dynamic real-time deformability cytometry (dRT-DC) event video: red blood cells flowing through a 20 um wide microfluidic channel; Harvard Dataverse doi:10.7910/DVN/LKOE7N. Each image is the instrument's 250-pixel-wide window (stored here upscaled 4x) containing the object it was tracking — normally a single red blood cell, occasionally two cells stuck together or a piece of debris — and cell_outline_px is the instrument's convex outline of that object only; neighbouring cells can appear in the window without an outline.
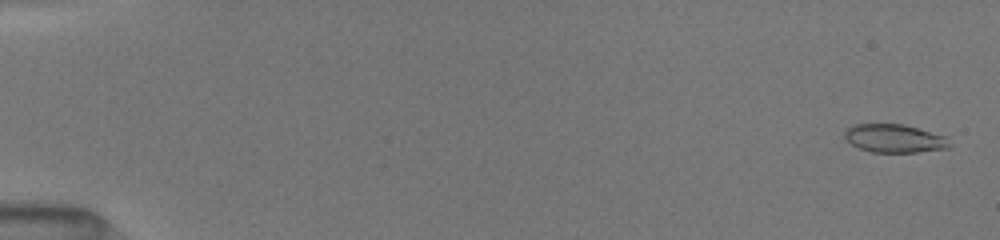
{"species": "common noctule bat (a hibernating species)", "species_latin": "Nyctalus noctula", "temperature_condition": "room temperature", "stored_images_in_passage": 46, "camera_frame_rate_fps": 3000, "um_per_image_px": 0.085, "animal": {"sex": "female", "body_mass_g": 19.5, "forearm_length_mm": 54.1}, "frame": {"image": 1, "passage_image": 4, "time_ms": 0.333, "image_size_px": [1000, 240], "cell_outline_px": [[952, 144], [948, 148], [916, 152], [872, 152], [860, 148], [852, 144], [844, 136], [844, 128], [852, 124], [900, 124], [916, 128], [944, 136]], "centroid_in_image_um": [75.98, 11.76], "position_along_channel_um": 9.0, "area_um2": 17.11}}
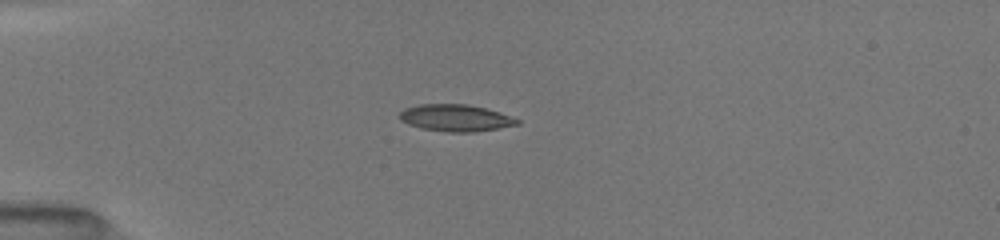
{"frame": {"image": 2, "passage_image": 36, "time_ms": 4.667, "image_size_px": [1000, 240], "cell_outline_px": [[520, 124], [472, 132], [448, 132], [420, 128], [408, 124], [400, 120], [400, 112], [404, 108], [420, 104], [468, 104], [500, 112], [520, 120]], "centroid_in_image_um": [38.7, 10.02], "position_along_channel_um": 46.3, "area_um2": 18.32}}